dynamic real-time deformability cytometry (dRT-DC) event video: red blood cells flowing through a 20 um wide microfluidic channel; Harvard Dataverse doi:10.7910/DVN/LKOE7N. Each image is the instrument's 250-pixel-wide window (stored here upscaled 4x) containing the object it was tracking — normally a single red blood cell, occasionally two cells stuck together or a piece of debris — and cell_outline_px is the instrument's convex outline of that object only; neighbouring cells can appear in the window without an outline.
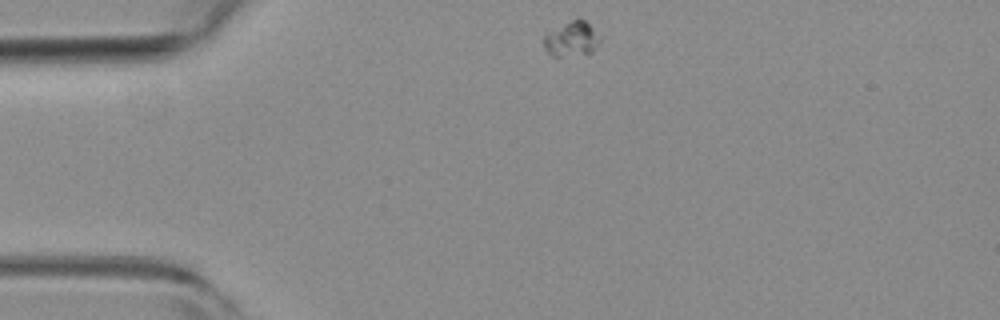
{"species": "common noctule bat (a hibernating species)", "species_latin": "Nyctalus noctula", "temperature_condition": "room temperature", "stored_images_in_passage": 46, "camera_frame_rate_fps": 3000, "um_per_image_px": 0.085, "animal": {"sex": "female", "body_mass_g": 19.3, "forearm_length_mm": 54.1}, "frame": {"image": 1, "passage_image": 1, "time_ms": 0.0, "image_size_px": [1000, 320], "cell_outline_px": [[600, 40], [592, 52], [560, 56], [552, 56], [544, 48], [544, 36], [548, 32], [580, 16], [600, 36]], "centroid_in_image_um": [48.58, 3.3], "position_along_channel_um": 36.4, "area_um2": 11.1}}
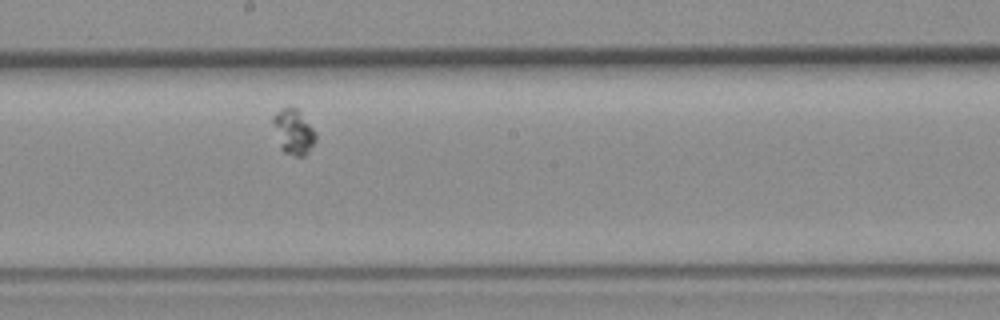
{"frame": {"image": 2, "passage_image": 20, "time_ms": 6.333, "image_size_px": [1000, 320], "cell_outline_px": [[316, 140], [308, 152], [304, 156], [296, 156], [284, 152], [280, 148], [272, 124], [272, 116], [280, 108], [288, 104], [292, 104], [300, 112], [316, 132]], "centroid_in_image_um": [24.92, 11.15], "position_along_channel_um": 223.3, "area_um2": 11.5}}
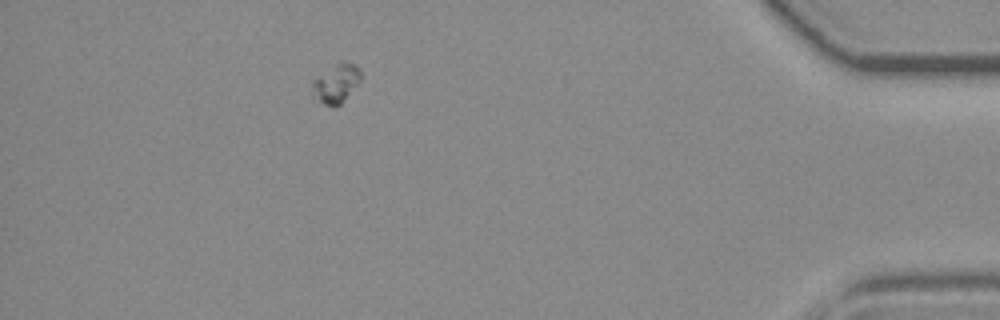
{"frame": {"image": 3, "passage_image": 40, "time_ms": 13.0, "image_size_px": [1000, 320], "cell_outline_px": [[360, 80], [344, 100], [336, 108], [332, 108], [324, 104], [312, 96], [312, 80], [340, 60], [344, 60], [356, 64], [360, 68]], "centroid_in_image_um": [28.56, 7.08], "position_along_channel_um": 406.6, "area_um2": 11.16}}